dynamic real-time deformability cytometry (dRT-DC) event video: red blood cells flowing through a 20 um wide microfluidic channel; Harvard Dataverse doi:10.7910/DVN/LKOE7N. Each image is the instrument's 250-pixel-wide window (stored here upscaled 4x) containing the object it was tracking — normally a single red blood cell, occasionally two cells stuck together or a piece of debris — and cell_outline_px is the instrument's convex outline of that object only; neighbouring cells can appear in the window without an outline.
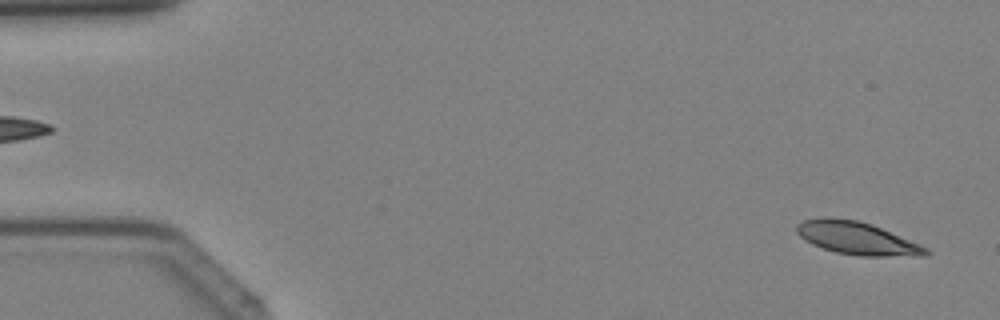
{"species": "Egyptian fruit bat (a non-hibernating species)", "species_latin": "Rousettus aegyptiacus", "temperature_condition": "cold", "stored_images_in_passage": 39, "camera_frame_rate_fps": 3000, "um_per_image_px": 0.085, "animal": {"sex": "female"}, "frame": {"image": 1, "passage_image": 1, "time_ms": 0.0, "image_size_px": [1000, 320], "cell_outline_px": [[932, 252], [928, 256], [860, 256], [836, 252], [812, 244], [804, 240], [796, 232], [796, 224], [804, 220], [856, 220], [872, 224], [920, 244], [928, 248]], "centroid_in_image_um": [72.94, 20.3], "position_along_channel_um": 12.1, "area_um2": 24.04}}
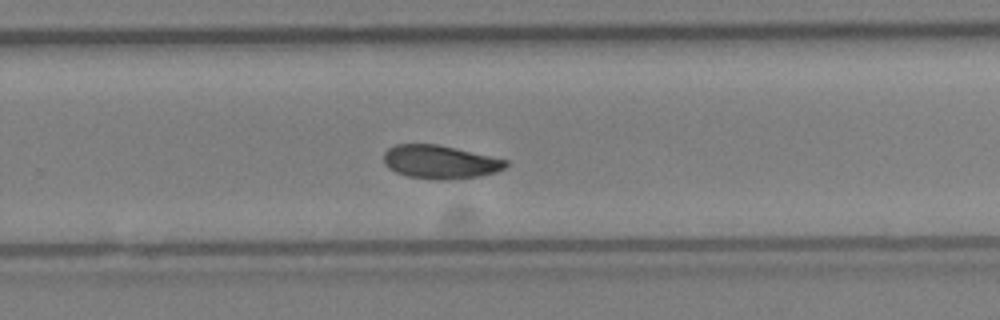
{"frame": {"image": 2, "passage_image": 25, "time_ms": 8.0, "image_size_px": [1000, 320], "cell_outline_px": [[508, 164], [504, 168], [496, 172], [480, 176], [448, 180], [436, 180], [408, 176], [396, 172], [388, 168], [384, 160], [384, 152], [388, 148], [396, 144], [436, 144], [456, 148], [508, 160]], "centroid_in_image_um": [37.41, 13.77], "position_along_channel_um": 292.4, "area_um2": 23.81}}
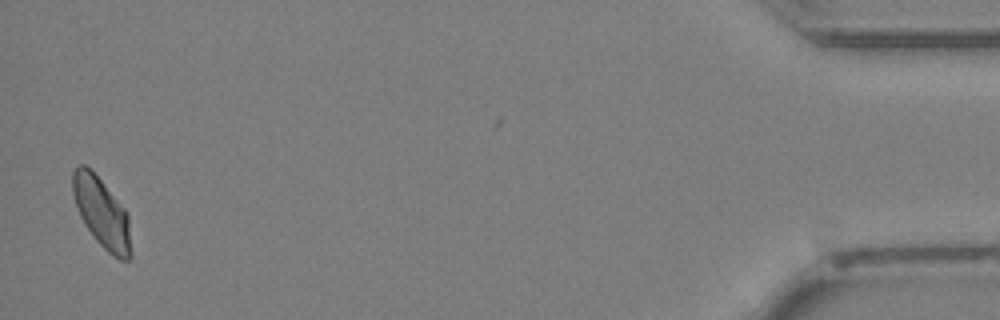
{"frame": {"image": 3, "passage_image": 38, "time_ms": 12.333, "image_size_px": [1000, 320], "cell_outline_px": [[132, 256], [128, 260], [120, 260], [108, 252], [96, 240], [84, 224], [80, 216], [72, 192], [72, 172], [80, 164], [84, 164], [100, 180], [128, 212]], "centroid_in_image_um": [8.66, 18.12], "position_along_channel_um": 426.5, "area_um2": 23.52}}